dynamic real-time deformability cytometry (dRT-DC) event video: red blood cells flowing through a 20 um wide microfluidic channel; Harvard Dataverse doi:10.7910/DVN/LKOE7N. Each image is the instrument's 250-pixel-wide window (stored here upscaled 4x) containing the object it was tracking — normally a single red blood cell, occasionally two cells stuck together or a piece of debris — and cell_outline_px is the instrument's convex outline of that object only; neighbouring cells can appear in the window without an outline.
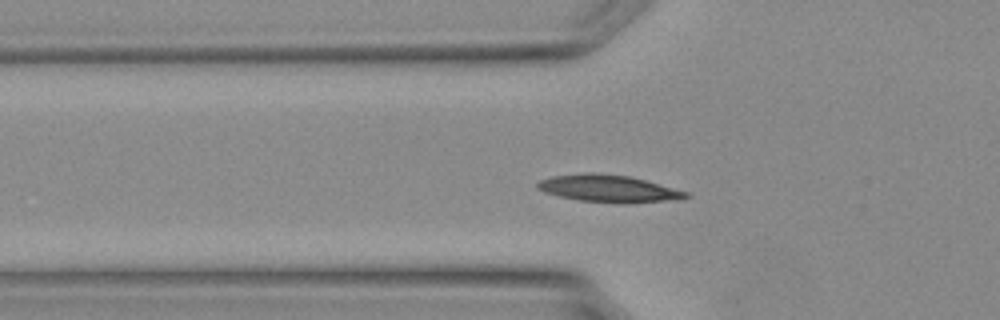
{"species": "Egyptian fruit bat (a non-hibernating species)", "species_latin": "Rousettus aegyptiacus", "temperature_condition": "warm", "stored_images_in_passage": 35, "camera_frame_rate_fps": 3000, "um_per_image_px": 0.085, "animal": {"sex": "female"}, "frame": {"image": 1, "passage_image": 11, "time_ms": 3.333, "image_size_px": [1000, 320], "cell_outline_px": [[688, 196], [664, 200], [628, 204], [624, 204], [580, 200], [560, 196], [544, 192], [536, 188], [536, 184], [540, 180], [552, 176], [584, 172], [592, 172], [628, 176], [644, 180], [688, 192]], "centroid_in_image_um": [51.63, 16.02], "position_along_channel_um": 74.2, "area_um2": 23.18}}
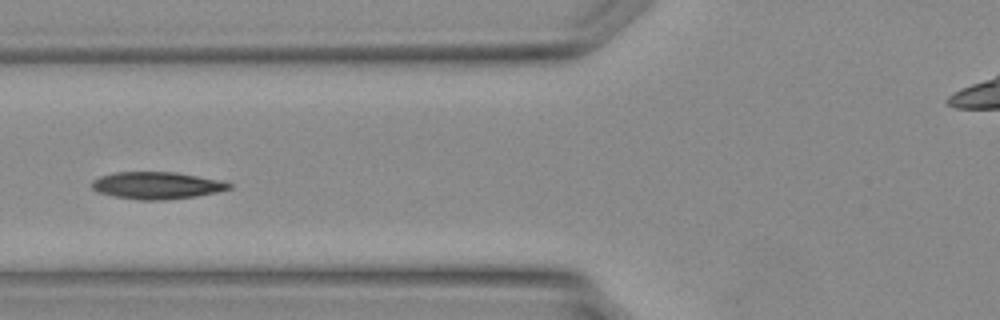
{"frame": {"image": 2, "passage_image": 13, "time_ms": 4.0, "image_size_px": [1000, 320], "cell_outline_px": [[232, 188], [216, 192], [196, 196], [164, 200], [136, 200], [112, 196], [100, 192], [92, 188], [92, 180], [100, 176], [116, 172], [176, 172], [224, 180], [232, 184]], "centroid_in_image_um": [13.36, 15.76], "position_along_channel_um": 112.4, "area_um2": 21.85}}
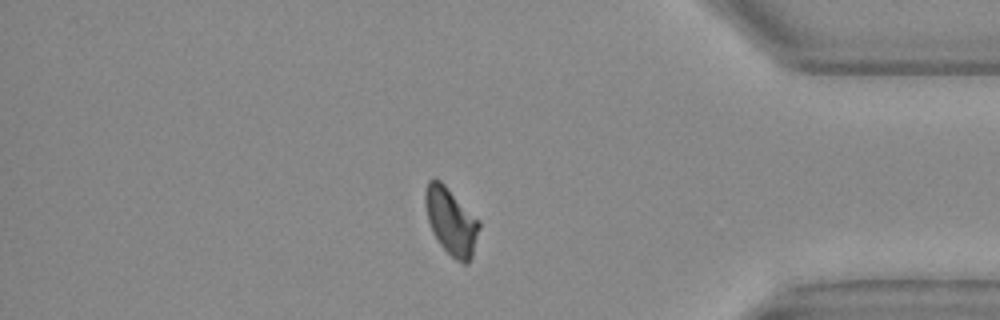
{"frame": {"image": 3, "passage_image": 29, "time_ms": 9.333, "image_size_px": [1000, 320], "cell_outline_px": [[480, 228], [472, 256], [468, 264], [464, 264], [456, 260], [440, 244], [432, 232], [428, 220], [424, 204], [424, 192], [428, 180], [432, 176], [440, 180], [480, 220]], "centroid_in_image_um": [38.33, 18.78], "position_along_channel_um": 396.9, "area_um2": 21.21}}